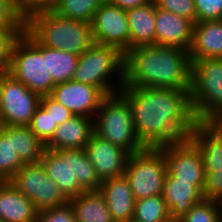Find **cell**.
<instances>
[{"instance_id": "obj_23", "label": "cell", "mask_w": 222, "mask_h": 222, "mask_svg": "<svg viewBox=\"0 0 222 222\" xmlns=\"http://www.w3.org/2000/svg\"><path fill=\"white\" fill-rule=\"evenodd\" d=\"M130 31L129 51L145 45H155L156 5L150 3L126 10Z\"/></svg>"}, {"instance_id": "obj_20", "label": "cell", "mask_w": 222, "mask_h": 222, "mask_svg": "<svg viewBox=\"0 0 222 222\" xmlns=\"http://www.w3.org/2000/svg\"><path fill=\"white\" fill-rule=\"evenodd\" d=\"M93 133L94 118L74 115L58 125L45 147L51 150L84 149Z\"/></svg>"}, {"instance_id": "obj_3", "label": "cell", "mask_w": 222, "mask_h": 222, "mask_svg": "<svg viewBox=\"0 0 222 222\" xmlns=\"http://www.w3.org/2000/svg\"><path fill=\"white\" fill-rule=\"evenodd\" d=\"M26 31L40 45L78 56L95 43L91 23L61 16L50 6L26 12Z\"/></svg>"}, {"instance_id": "obj_8", "label": "cell", "mask_w": 222, "mask_h": 222, "mask_svg": "<svg viewBox=\"0 0 222 222\" xmlns=\"http://www.w3.org/2000/svg\"><path fill=\"white\" fill-rule=\"evenodd\" d=\"M94 133L130 155L146 148L135 133L131 108L119 92L103 99L94 117Z\"/></svg>"}, {"instance_id": "obj_14", "label": "cell", "mask_w": 222, "mask_h": 222, "mask_svg": "<svg viewBox=\"0 0 222 222\" xmlns=\"http://www.w3.org/2000/svg\"><path fill=\"white\" fill-rule=\"evenodd\" d=\"M50 96L74 115L94 118L107 95L98 87L71 80L56 84Z\"/></svg>"}, {"instance_id": "obj_33", "label": "cell", "mask_w": 222, "mask_h": 222, "mask_svg": "<svg viewBox=\"0 0 222 222\" xmlns=\"http://www.w3.org/2000/svg\"><path fill=\"white\" fill-rule=\"evenodd\" d=\"M157 8L182 16L194 24L197 22V14L194 0H153Z\"/></svg>"}, {"instance_id": "obj_7", "label": "cell", "mask_w": 222, "mask_h": 222, "mask_svg": "<svg viewBox=\"0 0 222 222\" xmlns=\"http://www.w3.org/2000/svg\"><path fill=\"white\" fill-rule=\"evenodd\" d=\"M190 95L198 122H222V58L191 61Z\"/></svg>"}, {"instance_id": "obj_2", "label": "cell", "mask_w": 222, "mask_h": 222, "mask_svg": "<svg viewBox=\"0 0 222 222\" xmlns=\"http://www.w3.org/2000/svg\"><path fill=\"white\" fill-rule=\"evenodd\" d=\"M124 85L190 90L189 52L178 47L157 44L130 50L125 55Z\"/></svg>"}, {"instance_id": "obj_17", "label": "cell", "mask_w": 222, "mask_h": 222, "mask_svg": "<svg viewBox=\"0 0 222 222\" xmlns=\"http://www.w3.org/2000/svg\"><path fill=\"white\" fill-rule=\"evenodd\" d=\"M99 192L104 196L114 222H128L133 219L135 199L124 174L102 181Z\"/></svg>"}, {"instance_id": "obj_40", "label": "cell", "mask_w": 222, "mask_h": 222, "mask_svg": "<svg viewBox=\"0 0 222 222\" xmlns=\"http://www.w3.org/2000/svg\"><path fill=\"white\" fill-rule=\"evenodd\" d=\"M26 12L38 7L50 6L52 0H15Z\"/></svg>"}, {"instance_id": "obj_21", "label": "cell", "mask_w": 222, "mask_h": 222, "mask_svg": "<svg viewBox=\"0 0 222 222\" xmlns=\"http://www.w3.org/2000/svg\"><path fill=\"white\" fill-rule=\"evenodd\" d=\"M38 210L12 183H0V221L36 222Z\"/></svg>"}, {"instance_id": "obj_38", "label": "cell", "mask_w": 222, "mask_h": 222, "mask_svg": "<svg viewBox=\"0 0 222 222\" xmlns=\"http://www.w3.org/2000/svg\"><path fill=\"white\" fill-rule=\"evenodd\" d=\"M40 105L50 113L53 121L58 125L63 124L74 116L69 109L54 100L50 95L41 97Z\"/></svg>"}, {"instance_id": "obj_37", "label": "cell", "mask_w": 222, "mask_h": 222, "mask_svg": "<svg viewBox=\"0 0 222 222\" xmlns=\"http://www.w3.org/2000/svg\"><path fill=\"white\" fill-rule=\"evenodd\" d=\"M202 193L206 200L219 201L222 198V169L205 174Z\"/></svg>"}, {"instance_id": "obj_30", "label": "cell", "mask_w": 222, "mask_h": 222, "mask_svg": "<svg viewBox=\"0 0 222 222\" xmlns=\"http://www.w3.org/2000/svg\"><path fill=\"white\" fill-rule=\"evenodd\" d=\"M0 29L26 30V11L15 0H0Z\"/></svg>"}, {"instance_id": "obj_26", "label": "cell", "mask_w": 222, "mask_h": 222, "mask_svg": "<svg viewBox=\"0 0 222 222\" xmlns=\"http://www.w3.org/2000/svg\"><path fill=\"white\" fill-rule=\"evenodd\" d=\"M23 165L12 146V126L0 125V179L9 181Z\"/></svg>"}, {"instance_id": "obj_10", "label": "cell", "mask_w": 222, "mask_h": 222, "mask_svg": "<svg viewBox=\"0 0 222 222\" xmlns=\"http://www.w3.org/2000/svg\"><path fill=\"white\" fill-rule=\"evenodd\" d=\"M40 98L8 72L0 74V125L28 126Z\"/></svg>"}, {"instance_id": "obj_4", "label": "cell", "mask_w": 222, "mask_h": 222, "mask_svg": "<svg viewBox=\"0 0 222 222\" xmlns=\"http://www.w3.org/2000/svg\"><path fill=\"white\" fill-rule=\"evenodd\" d=\"M41 164L47 176L68 200L81 193L100 189L101 181L84 149L46 148Z\"/></svg>"}, {"instance_id": "obj_31", "label": "cell", "mask_w": 222, "mask_h": 222, "mask_svg": "<svg viewBox=\"0 0 222 222\" xmlns=\"http://www.w3.org/2000/svg\"><path fill=\"white\" fill-rule=\"evenodd\" d=\"M176 222H221L219 202L204 199Z\"/></svg>"}, {"instance_id": "obj_19", "label": "cell", "mask_w": 222, "mask_h": 222, "mask_svg": "<svg viewBox=\"0 0 222 222\" xmlns=\"http://www.w3.org/2000/svg\"><path fill=\"white\" fill-rule=\"evenodd\" d=\"M202 188L203 186H194L190 182L178 181L171 174H166L162 196L166 201L173 222L188 213L195 204L204 200Z\"/></svg>"}, {"instance_id": "obj_15", "label": "cell", "mask_w": 222, "mask_h": 222, "mask_svg": "<svg viewBox=\"0 0 222 222\" xmlns=\"http://www.w3.org/2000/svg\"><path fill=\"white\" fill-rule=\"evenodd\" d=\"M84 150L101 182L124 174L130 154L122 148L93 133Z\"/></svg>"}, {"instance_id": "obj_42", "label": "cell", "mask_w": 222, "mask_h": 222, "mask_svg": "<svg viewBox=\"0 0 222 222\" xmlns=\"http://www.w3.org/2000/svg\"><path fill=\"white\" fill-rule=\"evenodd\" d=\"M128 222H138V221H136V220L132 219V220H130V221H128Z\"/></svg>"}, {"instance_id": "obj_39", "label": "cell", "mask_w": 222, "mask_h": 222, "mask_svg": "<svg viewBox=\"0 0 222 222\" xmlns=\"http://www.w3.org/2000/svg\"><path fill=\"white\" fill-rule=\"evenodd\" d=\"M106 2L118 6L123 10H129L132 8L144 6L150 3L152 0H105Z\"/></svg>"}, {"instance_id": "obj_12", "label": "cell", "mask_w": 222, "mask_h": 222, "mask_svg": "<svg viewBox=\"0 0 222 222\" xmlns=\"http://www.w3.org/2000/svg\"><path fill=\"white\" fill-rule=\"evenodd\" d=\"M164 157L167 174L194 186L204 185V164L199 148L190 140L156 147Z\"/></svg>"}, {"instance_id": "obj_29", "label": "cell", "mask_w": 222, "mask_h": 222, "mask_svg": "<svg viewBox=\"0 0 222 222\" xmlns=\"http://www.w3.org/2000/svg\"><path fill=\"white\" fill-rule=\"evenodd\" d=\"M133 219L138 222H173L162 195L135 200Z\"/></svg>"}, {"instance_id": "obj_1", "label": "cell", "mask_w": 222, "mask_h": 222, "mask_svg": "<svg viewBox=\"0 0 222 222\" xmlns=\"http://www.w3.org/2000/svg\"><path fill=\"white\" fill-rule=\"evenodd\" d=\"M135 133L145 147L186 141L199 123L193 113L190 90L123 86Z\"/></svg>"}, {"instance_id": "obj_36", "label": "cell", "mask_w": 222, "mask_h": 222, "mask_svg": "<svg viewBox=\"0 0 222 222\" xmlns=\"http://www.w3.org/2000/svg\"><path fill=\"white\" fill-rule=\"evenodd\" d=\"M38 222H77L69 202L61 207L38 211Z\"/></svg>"}, {"instance_id": "obj_11", "label": "cell", "mask_w": 222, "mask_h": 222, "mask_svg": "<svg viewBox=\"0 0 222 222\" xmlns=\"http://www.w3.org/2000/svg\"><path fill=\"white\" fill-rule=\"evenodd\" d=\"M9 182L32 201L38 211L61 207L69 202L47 176L41 162L24 164Z\"/></svg>"}, {"instance_id": "obj_22", "label": "cell", "mask_w": 222, "mask_h": 222, "mask_svg": "<svg viewBox=\"0 0 222 222\" xmlns=\"http://www.w3.org/2000/svg\"><path fill=\"white\" fill-rule=\"evenodd\" d=\"M188 52L191 61L222 58V20L196 22Z\"/></svg>"}, {"instance_id": "obj_41", "label": "cell", "mask_w": 222, "mask_h": 222, "mask_svg": "<svg viewBox=\"0 0 222 222\" xmlns=\"http://www.w3.org/2000/svg\"><path fill=\"white\" fill-rule=\"evenodd\" d=\"M218 202L220 206V215H221V222H222V198Z\"/></svg>"}, {"instance_id": "obj_16", "label": "cell", "mask_w": 222, "mask_h": 222, "mask_svg": "<svg viewBox=\"0 0 222 222\" xmlns=\"http://www.w3.org/2000/svg\"><path fill=\"white\" fill-rule=\"evenodd\" d=\"M194 23L175 13L156 7L155 44L189 51Z\"/></svg>"}, {"instance_id": "obj_25", "label": "cell", "mask_w": 222, "mask_h": 222, "mask_svg": "<svg viewBox=\"0 0 222 222\" xmlns=\"http://www.w3.org/2000/svg\"><path fill=\"white\" fill-rule=\"evenodd\" d=\"M12 146L24 164L40 163L46 149L28 126H12Z\"/></svg>"}, {"instance_id": "obj_9", "label": "cell", "mask_w": 222, "mask_h": 222, "mask_svg": "<svg viewBox=\"0 0 222 222\" xmlns=\"http://www.w3.org/2000/svg\"><path fill=\"white\" fill-rule=\"evenodd\" d=\"M166 174L162 153L151 147L131 154L124 172L135 200L162 195Z\"/></svg>"}, {"instance_id": "obj_28", "label": "cell", "mask_w": 222, "mask_h": 222, "mask_svg": "<svg viewBox=\"0 0 222 222\" xmlns=\"http://www.w3.org/2000/svg\"><path fill=\"white\" fill-rule=\"evenodd\" d=\"M105 0H52L50 7L59 15L91 23Z\"/></svg>"}, {"instance_id": "obj_13", "label": "cell", "mask_w": 222, "mask_h": 222, "mask_svg": "<svg viewBox=\"0 0 222 222\" xmlns=\"http://www.w3.org/2000/svg\"><path fill=\"white\" fill-rule=\"evenodd\" d=\"M91 28L96 44L116 47L124 55L129 52L130 31L126 10L104 1L91 21Z\"/></svg>"}, {"instance_id": "obj_5", "label": "cell", "mask_w": 222, "mask_h": 222, "mask_svg": "<svg viewBox=\"0 0 222 222\" xmlns=\"http://www.w3.org/2000/svg\"><path fill=\"white\" fill-rule=\"evenodd\" d=\"M124 63L125 55L116 47L94 43L79 56L72 80L98 87L106 95L118 93L124 86Z\"/></svg>"}, {"instance_id": "obj_27", "label": "cell", "mask_w": 222, "mask_h": 222, "mask_svg": "<svg viewBox=\"0 0 222 222\" xmlns=\"http://www.w3.org/2000/svg\"><path fill=\"white\" fill-rule=\"evenodd\" d=\"M79 56L47 47V66L55 84L73 79Z\"/></svg>"}, {"instance_id": "obj_32", "label": "cell", "mask_w": 222, "mask_h": 222, "mask_svg": "<svg viewBox=\"0 0 222 222\" xmlns=\"http://www.w3.org/2000/svg\"><path fill=\"white\" fill-rule=\"evenodd\" d=\"M28 127L35 135L46 144L54 135L58 124L53 121L50 113H48L41 105L35 111Z\"/></svg>"}, {"instance_id": "obj_24", "label": "cell", "mask_w": 222, "mask_h": 222, "mask_svg": "<svg viewBox=\"0 0 222 222\" xmlns=\"http://www.w3.org/2000/svg\"><path fill=\"white\" fill-rule=\"evenodd\" d=\"M77 222H114L104 196L99 191H88L70 198Z\"/></svg>"}, {"instance_id": "obj_35", "label": "cell", "mask_w": 222, "mask_h": 222, "mask_svg": "<svg viewBox=\"0 0 222 222\" xmlns=\"http://www.w3.org/2000/svg\"><path fill=\"white\" fill-rule=\"evenodd\" d=\"M197 22L222 20V0H194Z\"/></svg>"}, {"instance_id": "obj_6", "label": "cell", "mask_w": 222, "mask_h": 222, "mask_svg": "<svg viewBox=\"0 0 222 222\" xmlns=\"http://www.w3.org/2000/svg\"><path fill=\"white\" fill-rule=\"evenodd\" d=\"M8 73L40 97L50 95L56 85L48 72L47 47L40 45L27 31L12 47Z\"/></svg>"}, {"instance_id": "obj_18", "label": "cell", "mask_w": 222, "mask_h": 222, "mask_svg": "<svg viewBox=\"0 0 222 222\" xmlns=\"http://www.w3.org/2000/svg\"><path fill=\"white\" fill-rule=\"evenodd\" d=\"M189 139L199 148L205 174L222 169L221 122H199Z\"/></svg>"}, {"instance_id": "obj_34", "label": "cell", "mask_w": 222, "mask_h": 222, "mask_svg": "<svg viewBox=\"0 0 222 222\" xmlns=\"http://www.w3.org/2000/svg\"><path fill=\"white\" fill-rule=\"evenodd\" d=\"M26 30L0 29V74L8 72L12 47Z\"/></svg>"}]
</instances>
